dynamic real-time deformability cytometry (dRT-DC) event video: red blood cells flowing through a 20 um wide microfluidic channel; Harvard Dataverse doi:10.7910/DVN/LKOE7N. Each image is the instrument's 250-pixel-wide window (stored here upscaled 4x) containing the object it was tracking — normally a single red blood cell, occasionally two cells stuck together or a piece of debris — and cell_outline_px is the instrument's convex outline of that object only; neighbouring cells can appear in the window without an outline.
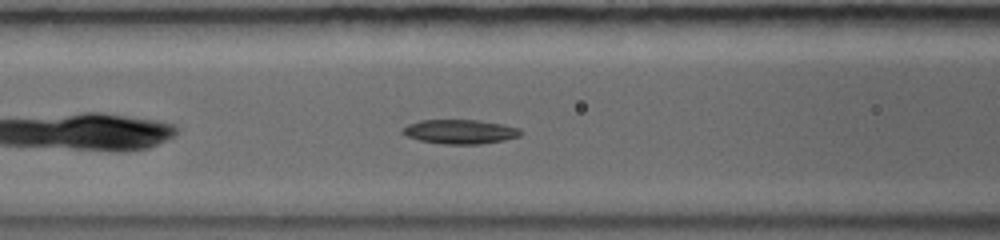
{"species": "common noctule bat (a hibernating species)", "species_latin": "Nyctalus noctula", "temperature_condition": "warm", "stored_images_in_passage": 4, "segment_of_instrument_passage": [1, 2], "camera_frame_rate_fps": 5000, "um_per_image_px": 0.085, "animal": {"sex": "female", "body_mass_g": 19.0, "forearm_length_mm": 56.7}, "frame": {"image": 1, "passage_image": 3, "time_ms": 1.8, "image_size_px": [1000, 240], "cell_outline_px": [[520, 136], [504, 140], [480, 144], [444, 144], [420, 140], [408, 136], [400, 132], [408, 124], [420, 120], [476, 120], [500, 124], [520, 128]], "centroid_in_image_um": [39.09, 11.19], "position_along_channel_um": 127.5, "area_um2": 16.47}}